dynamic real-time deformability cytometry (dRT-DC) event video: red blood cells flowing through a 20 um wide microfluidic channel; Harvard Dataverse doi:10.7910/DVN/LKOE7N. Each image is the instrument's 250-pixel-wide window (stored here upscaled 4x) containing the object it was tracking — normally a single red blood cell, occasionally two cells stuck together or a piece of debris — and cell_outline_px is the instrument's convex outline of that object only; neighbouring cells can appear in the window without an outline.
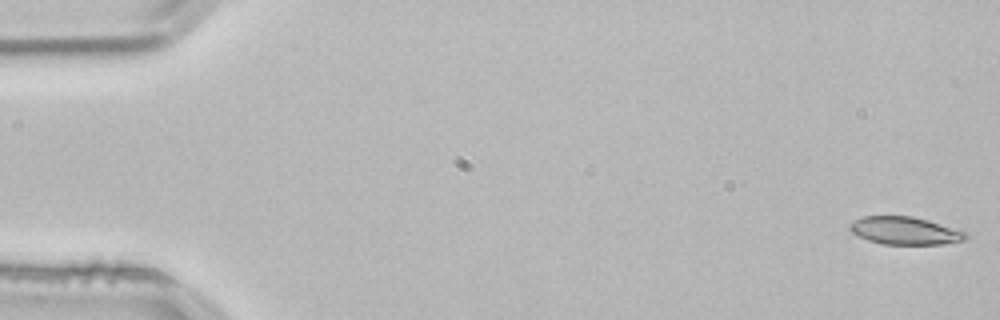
{"species": "common noctule bat (a hibernating species)", "species_latin": "Nyctalus noctula", "temperature_condition": "room temperature", "stored_images_in_passage": 53, "camera_frame_rate_fps": 3000, "um_per_image_px": 0.085, "animal": {"sex": "male", "body_mass_g": 21.5, "forearm_length_mm": 52.0}, "frame": {"image": 1, "passage_image": 1, "time_ms": 0.0, "image_size_px": [1000, 320], "cell_outline_px": [[968, 236], [964, 240], [944, 244], [884, 244], [868, 240], [852, 232], [848, 228], [848, 224], [864, 216], [912, 216], [928, 220], [968, 232]], "centroid_in_image_um": [76.94, 19.61], "position_along_channel_um": 8.1, "area_um2": 18.67}}
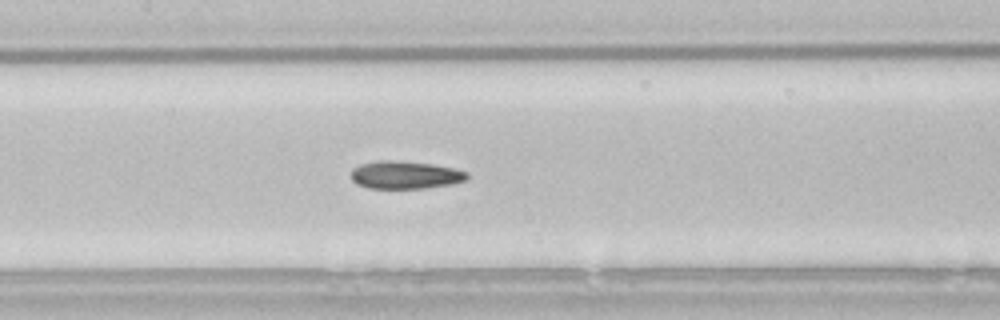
{"frame": {"image": 2, "passage_image": 25, "time_ms": 8.0, "image_size_px": [1000, 320], "cell_outline_px": [[468, 180], [452, 184], [424, 188], [368, 188], [356, 184], [352, 180], [352, 168], [360, 164], [380, 160], [400, 160], [432, 164], [452, 168], [468, 172]], "centroid_in_image_um": [34.44, 14.86], "position_along_channel_um": 173.0, "area_um2": 18.9}}
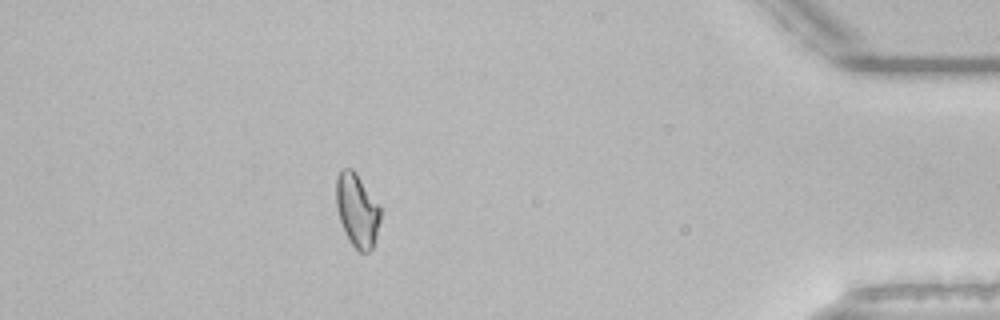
{"frame": {"image": 3, "passage_image": 47, "time_ms": 15.333, "image_size_px": [1000, 320], "cell_outline_px": [[380, 220], [376, 236], [372, 248], [368, 252], [360, 252], [348, 240], [340, 220], [336, 204], [336, 176], [340, 168], [352, 168], [380, 208]], "centroid_in_image_um": [30.32, 17.87], "position_along_channel_um": 404.9, "area_um2": 18.55}, "authors_computed_cell_mechanics": {"area_um2": 18.9584, "velocity_mm_per_s": 3.8371, "shape_relaxation_time_tau1_ms": null, "shape_relaxation_time_tau2_ms": 3.1529, "deformation_change_tau1": null, "deformation_change_tau2": 0.0783}}